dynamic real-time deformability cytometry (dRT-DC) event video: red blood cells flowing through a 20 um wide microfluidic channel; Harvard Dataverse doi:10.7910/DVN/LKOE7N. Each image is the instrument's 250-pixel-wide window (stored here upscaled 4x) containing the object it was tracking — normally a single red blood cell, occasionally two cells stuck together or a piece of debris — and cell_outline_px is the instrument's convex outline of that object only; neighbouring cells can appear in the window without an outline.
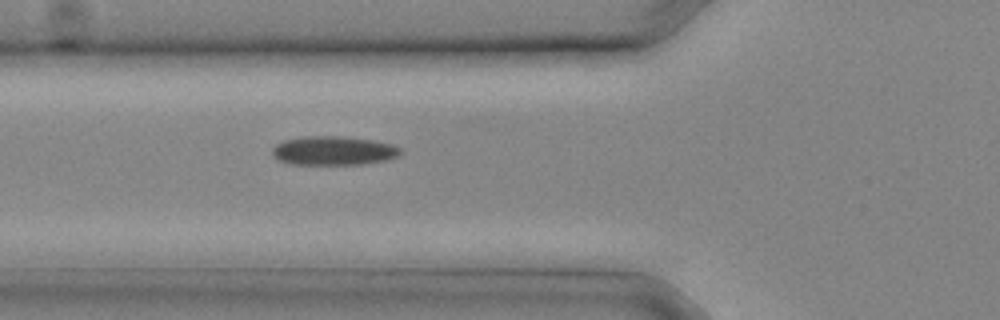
{"species": "common noctule bat (a hibernating species)", "species_latin": "Nyctalus noctula", "temperature_condition": "cold", "stored_images_in_passage": 3, "camera_frame_rate_fps": 3000, "um_per_image_px": 0.085, "animal": {"sex": "male", "body_mass_g": 20.4}, "frame": {"image": 1, "passage_image": 3, "time_ms": 0.667, "image_size_px": [1000, 320], "cell_outline_px": [[400, 156], [388, 160], [364, 164], [288, 164], [276, 160], [272, 152], [272, 148], [276, 144], [284, 140], [308, 136], [336, 136], [372, 140], [392, 144], [400, 148]], "centroid_in_image_um": [28.34, 12.82], "position_along_channel_um": 97.5, "area_um2": 21.68}}